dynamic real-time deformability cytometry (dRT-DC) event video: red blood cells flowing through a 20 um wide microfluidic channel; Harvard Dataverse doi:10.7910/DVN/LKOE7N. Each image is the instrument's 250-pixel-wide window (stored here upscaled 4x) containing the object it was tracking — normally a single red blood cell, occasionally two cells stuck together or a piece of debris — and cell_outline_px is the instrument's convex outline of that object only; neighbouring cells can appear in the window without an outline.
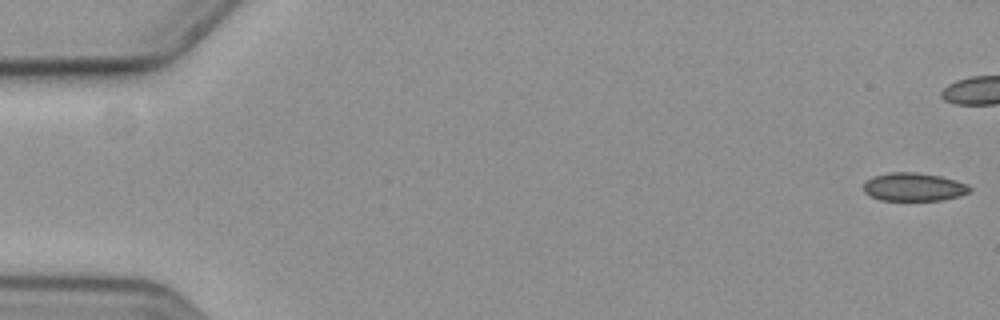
{"species": "common noctule bat (a hibernating species)", "species_latin": "Nyctalus noctula", "temperature_condition": "cold", "stored_images_in_passage": 46, "camera_frame_rate_fps": 3000, "um_per_image_px": 0.085, "animal": {"sex": "female", "body_mass_g": 19.3, "forearm_length_mm": 54.1}, "frame": {"image": 1, "passage_image": 1, "time_ms": 0.0, "image_size_px": [1000, 320], "cell_outline_px": [[972, 188], [968, 192], [960, 196], [944, 200], [880, 200], [864, 192], [864, 184], [868, 180], [876, 176], [888, 172], [916, 172], [940, 176], [956, 180], [968, 184]], "centroid_in_image_um": [77.71, 15.89], "position_along_channel_um": 7.3, "area_um2": 17.4}}
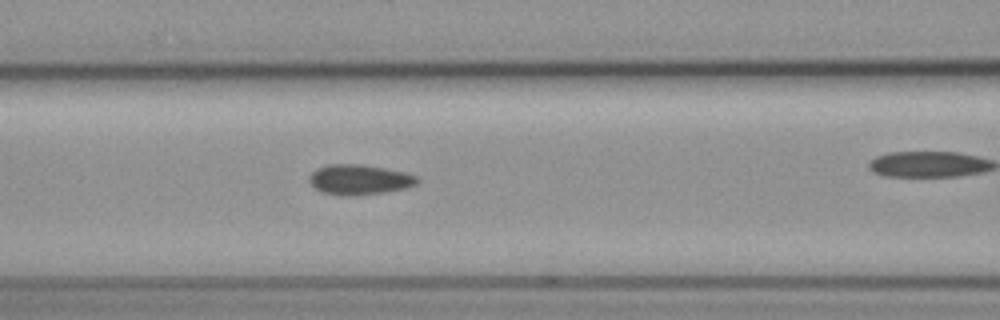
{"frame": {"image": 2, "passage_image": 25, "time_ms": 8.0, "image_size_px": [1000, 320], "cell_outline_px": [[416, 184], [404, 188], [380, 192], [348, 196], [320, 192], [308, 180], [308, 176], [316, 168], [328, 164], [360, 164], [384, 168], [404, 172], [416, 176]], "centroid_in_image_um": [30.46, 15.25], "position_along_channel_um": 136.1, "area_um2": 18.61}}
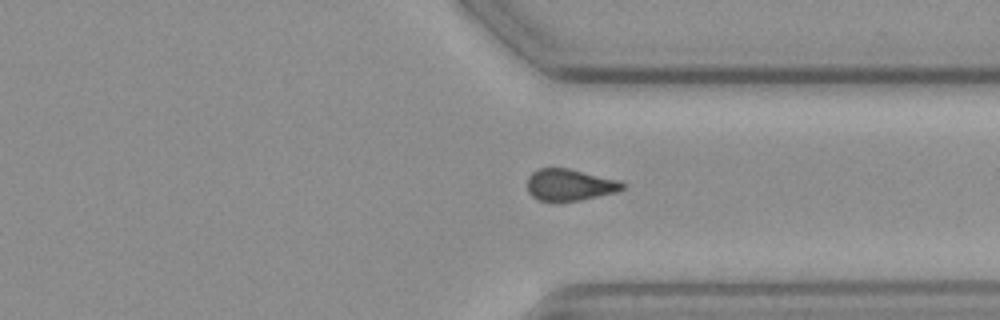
{"frame": {"image": 3, "passage_image": 44, "time_ms": 14.333, "image_size_px": [1000, 320], "cell_outline_px": [[624, 188], [616, 192], [580, 200], [560, 204], [552, 204], [540, 200], [532, 196], [528, 192], [528, 176], [532, 172], [540, 168], [568, 168], [620, 180], [624, 184]], "centroid_in_image_um": [48.39, 15.75], "position_along_channel_um": 363.0, "area_um2": 18.03}}